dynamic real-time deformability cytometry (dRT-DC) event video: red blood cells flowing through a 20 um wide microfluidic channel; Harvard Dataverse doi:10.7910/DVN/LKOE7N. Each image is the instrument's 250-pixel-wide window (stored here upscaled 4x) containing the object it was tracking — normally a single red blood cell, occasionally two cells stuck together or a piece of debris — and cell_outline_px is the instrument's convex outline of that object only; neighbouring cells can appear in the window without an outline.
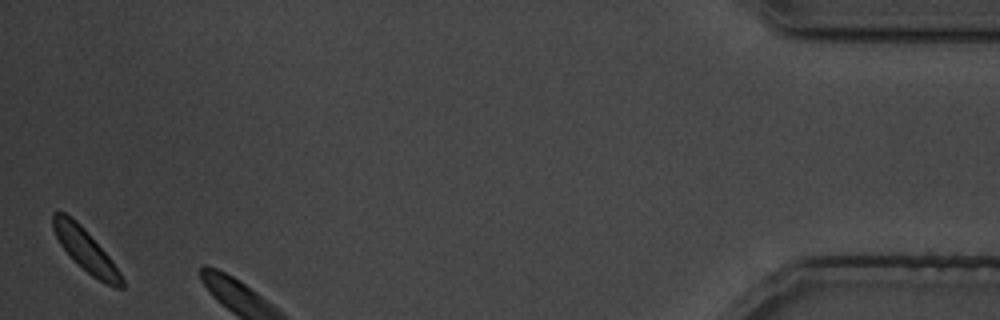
{"species": "common noctule bat (a hibernating species)", "species_latin": "Nyctalus noctula", "temperature_condition": "cold", "stored_images_in_passage": 26, "camera_frame_rate_fps": 3000, "um_per_image_px": 0.085, "animal": {"sex": "male", "body_mass_g": 19.5, "forearm_length_mm": 54.6}, "frame": {"image": 1, "passage_image": 26, "time_ms": 31.0, "image_size_px": [1000, 320], "cell_outline_px": [[124, 288], [116, 288], [92, 276], [60, 244], [52, 228], [52, 212], [64, 212], [76, 220], [84, 228], [112, 260], [120, 272], [124, 280]], "centroid_in_image_um": [7.28, 21.23], "position_along_channel_um": 427.9, "area_um2": 16.53}}